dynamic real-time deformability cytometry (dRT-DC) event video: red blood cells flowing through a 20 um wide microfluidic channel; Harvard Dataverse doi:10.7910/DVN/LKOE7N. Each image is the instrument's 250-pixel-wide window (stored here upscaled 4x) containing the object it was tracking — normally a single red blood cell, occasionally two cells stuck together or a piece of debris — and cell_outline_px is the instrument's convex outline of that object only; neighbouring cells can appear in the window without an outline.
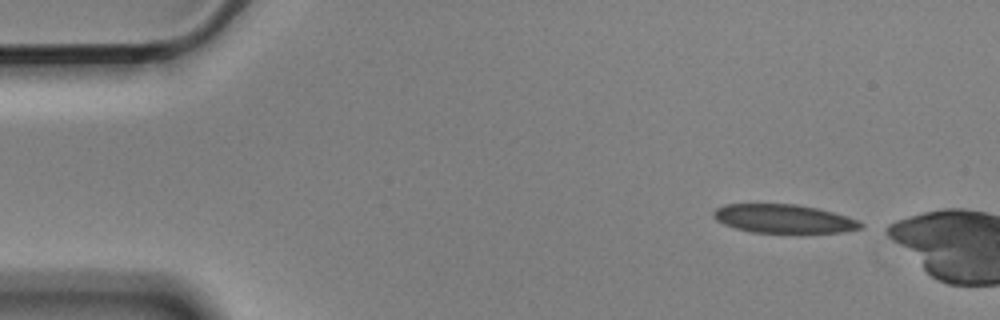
{"species": "Egyptian fruit bat (a non-hibernating species)", "species_latin": "Rousettus aegyptiacus", "temperature_condition": "cold", "stored_images_in_passage": 3, "camera_frame_rate_fps": 3000, "um_per_image_px": 0.085, "animal": {"sex": "male"}, "frame": {"image": 1, "passage_image": 1, "time_ms": 0.0, "image_size_px": [1000, 320], "cell_outline_px": [[864, 228], [844, 232], [752, 232], [736, 228], [724, 224], [716, 220], [712, 216], [712, 212], [716, 208], [724, 204], [796, 204], [816, 208], [832, 212], [856, 220], [864, 224]], "centroid_in_image_um": [66.58, 18.58], "position_along_channel_um": 18.4, "area_um2": 24.33}}